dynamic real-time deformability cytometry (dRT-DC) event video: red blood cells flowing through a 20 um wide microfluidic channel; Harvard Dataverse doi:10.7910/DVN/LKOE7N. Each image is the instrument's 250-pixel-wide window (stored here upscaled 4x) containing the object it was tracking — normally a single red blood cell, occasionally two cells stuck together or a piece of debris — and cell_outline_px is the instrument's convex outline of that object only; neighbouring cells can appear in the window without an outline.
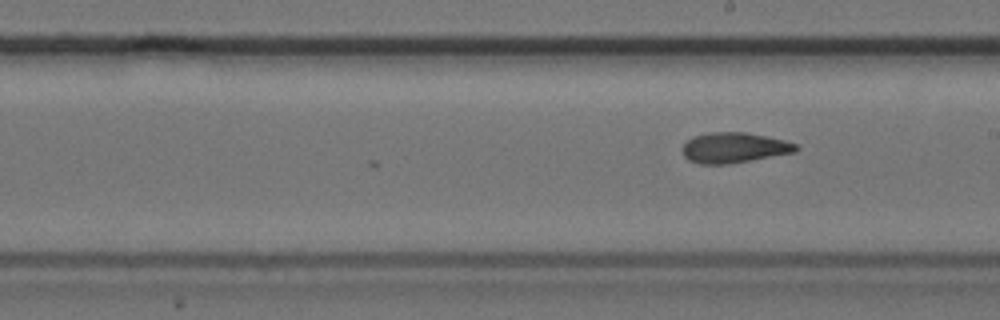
{"species": "common noctule bat (a hibernating species)", "species_latin": "Nyctalus noctula", "temperature_condition": "cold", "stored_images_in_passage": 22, "camera_frame_rate_fps": 3000, "um_per_image_px": 0.085, "animal": {"sex": "female", "body_mass_g": 24.6, "forearm_length_mm": 56.2}, "frame": {"image": 1, "passage_image": 22, "time_ms": 7.0, "image_size_px": [1000, 320], "cell_outline_px": [[800, 148], [796, 152], [728, 164], [700, 164], [688, 160], [684, 156], [684, 144], [688, 140], [696, 136], [708, 132], [744, 132], [784, 140], [796, 144]], "centroid_in_image_um": [62.41, 12.56], "position_along_channel_um": 226.6, "area_um2": 19.88}}